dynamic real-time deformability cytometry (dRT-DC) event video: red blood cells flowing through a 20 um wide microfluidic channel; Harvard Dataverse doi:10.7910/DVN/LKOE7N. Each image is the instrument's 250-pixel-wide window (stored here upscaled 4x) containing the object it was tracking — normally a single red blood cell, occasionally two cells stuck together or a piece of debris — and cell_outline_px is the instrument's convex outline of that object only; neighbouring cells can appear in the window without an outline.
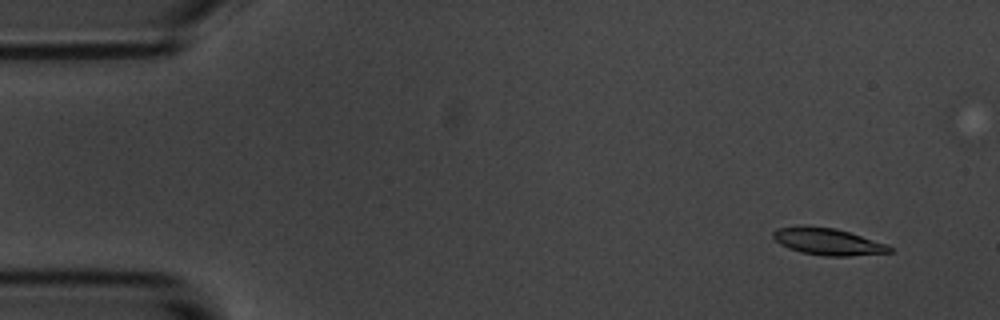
{"species": "common noctule bat (a hibernating species)", "species_latin": "Nyctalus noctula", "temperature_condition": "room temperature", "stored_images_in_passage": 56, "camera_frame_rate_fps": 3000, "um_per_image_px": 0.085, "animal": {"sex": "male", "body_mass_g": 20.1, "forearm_length_mm": 53.5}, "frame": {"image": 1, "passage_image": 4, "time_ms": 1.0, "image_size_px": [1000, 320], "cell_outline_px": [[892, 252], [848, 256], [824, 256], [800, 252], [788, 248], [780, 244], [772, 236], [772, 232], [776, 228], [836, 228], [888, 244], [892, 248]], "centroid_in_image_um": [70.42, 20.57], "position_along_channel_um": 14.6, "area_um2": 17.69}}
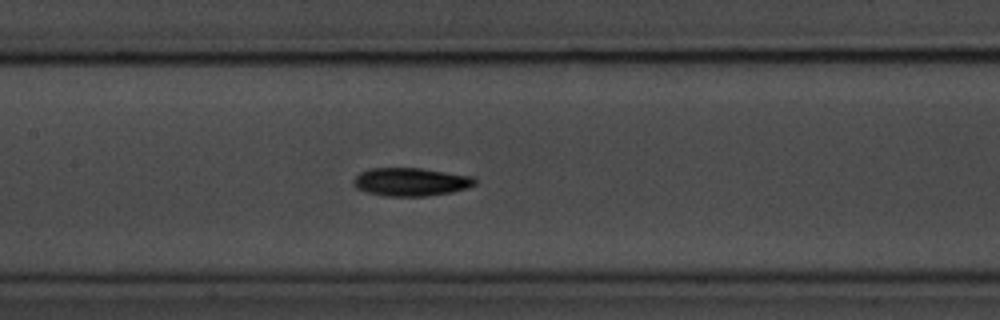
{"frame": {"image": 2, "passage_image": 26, "time_ms": 8.333, "image_size_px": [1000, 320], "cell_outline_px": [[476, 184], [468, 188], [452, 192], [428, 196], [384, 196], [368, 192], [356, 188], [352, 184], [352, 180], [360, 172], [368, 168], [420, 168], [476, 176]], "centroid_in_image_um": [34.94, 15.45], "position_along_channel_um": 172.5, "area_um2": 20.23}}
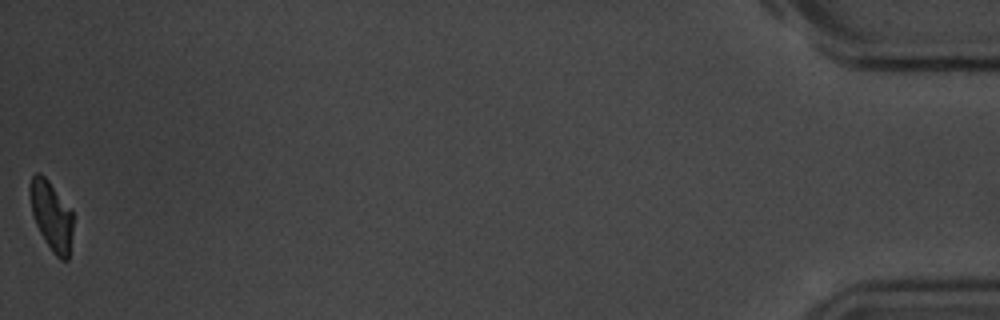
{"frame": {"image": 3, "passage_image": 56, "time_ms": 18.333, "image_size_px": [1000, 320], "cell_outline_px": [[72, 232], [68, 260], [60, 260], [52, 252], [44, 240], [36, 224], [32, 212], [28, 192], [28, 184], [32, 176], [36, 172], [40, 172], [48, 180], [72, 212]], "centroid_in_image_um": [4.33, 18.33], "position_along_channel_um": 430.9, "area_um2": 17.34}, "authors_computed_cell_mechanics": {"area_um2": 18.7561, "velocity_mm_per_s": 3.5586, "shape_relaxation_time_tau1_ms": 3.1543, "shape_relaxation_time_tau2_ms": null, "deformation_change_tau1": 0.1412, "deformation_change_tau2": null}}